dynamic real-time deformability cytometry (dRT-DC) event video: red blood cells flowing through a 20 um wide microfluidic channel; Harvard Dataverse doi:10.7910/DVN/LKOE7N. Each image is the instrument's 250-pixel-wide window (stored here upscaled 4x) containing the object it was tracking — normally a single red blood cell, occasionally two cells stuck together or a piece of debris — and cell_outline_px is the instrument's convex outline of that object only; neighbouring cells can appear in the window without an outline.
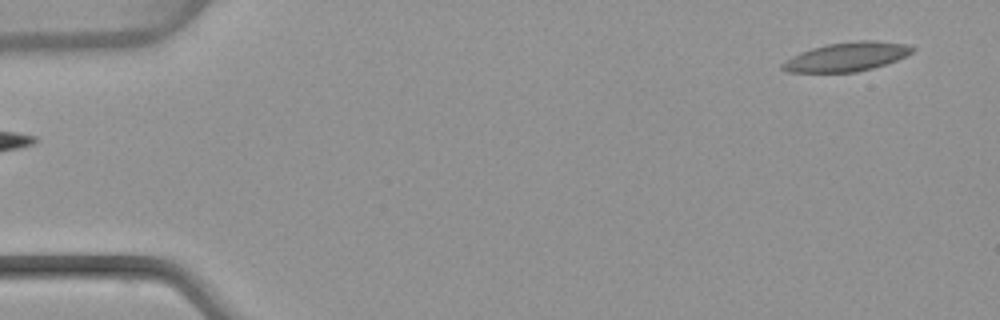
{"species": "common noctule bat (a hibernating species)", "species_latin": "Nyctalus noctula", "temperature_condition": "warm", "stored_images_in_passage": 51, "camera_frame_rate_fps": 3000, "um_per_image_px": 0.085, "animal": {"sex": "female", "body_mass_g": 22.7, "forearm_length_mm": 54.2}, "frame": {"image": 1, "passage_image": 1, "time_ms": 0.0, "image_size_px": [1000, 320], "cell_outline_px": [[916, 48], [912, 52], [896, 60], [872, 68], [856, 72], [788, 72], [780, 68], [780, 64], [792, 56], [800, 52], [812, 48], [828, 44], [860, 40], [868, 40], [904, 44]], "centroid_in_image_um": [71.92, 4.83], "position_along_channel_um": 13.1, "area_um2": 21.62}}
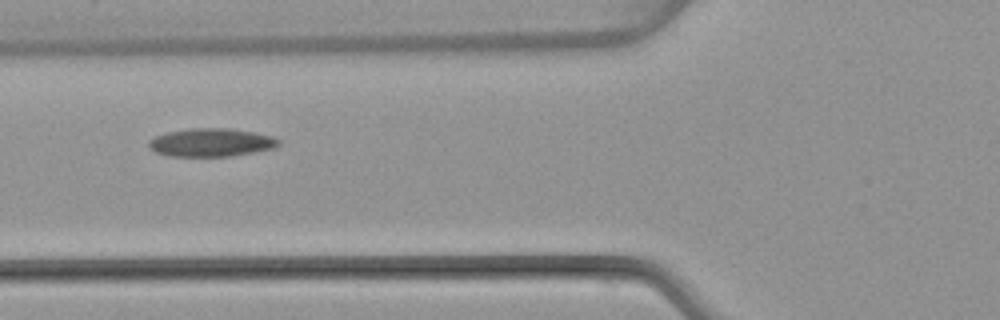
{"frame": {"image": 2, "passage_image": 18, "time_ms": 5.667, "image_size_px": [1000, 320], "cell_outline_px": [[280, 144], [272, 148], [232, 156], [168, 156], [156, 152], [148, 144], [148, 140], [156, 136], [168, 132], [192, 128], [228, 128], [252, 132], [272, 136], [280, 140]], "centroid_in_image_um": [17.94, 12.11], "position_along_channel_um": 107.9, "area_um2": 21.1}}
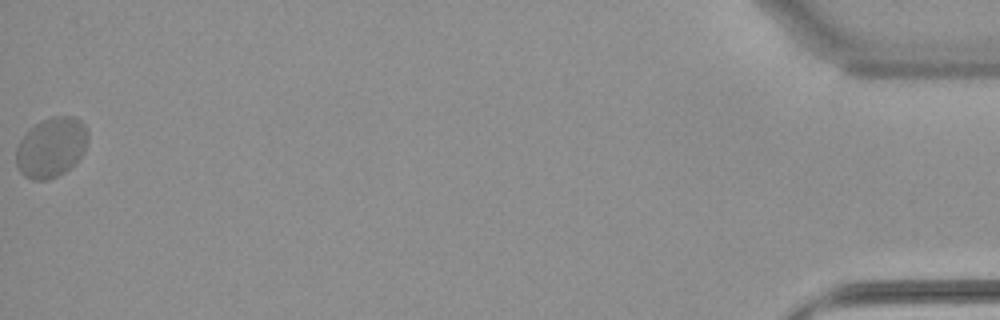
{"frame": {"image": 3, "passage_image": 51, "time_ms": 16.667, "image_size_px": [1000, 320], "cell_outline_px": [[88, 140], [84, 152], [64, 172], [48, 180], [32, 180], [24, 176], [20, 172], [16, 164], [16, 148], [20, 140], [40, 120], [52, 116], [72, 116], [80, 120], [88, 128]], "centroid_in_image_um": [4.36, 12.52], "position_along_channel_um": 430.8, "area_um2": 25.03}, "authors_computed_cell_mechanics": {"area_um2": 21.9062, "velocity_mm_per_s": 3.8593, "shape_relaxation_time_tau1_ms": 6.7226, "shape_relaxation_time_tau2_ms": 1.3139, "deformation_change_tau1": 0.1063, "deformation_change_tau2": 0.0286}}